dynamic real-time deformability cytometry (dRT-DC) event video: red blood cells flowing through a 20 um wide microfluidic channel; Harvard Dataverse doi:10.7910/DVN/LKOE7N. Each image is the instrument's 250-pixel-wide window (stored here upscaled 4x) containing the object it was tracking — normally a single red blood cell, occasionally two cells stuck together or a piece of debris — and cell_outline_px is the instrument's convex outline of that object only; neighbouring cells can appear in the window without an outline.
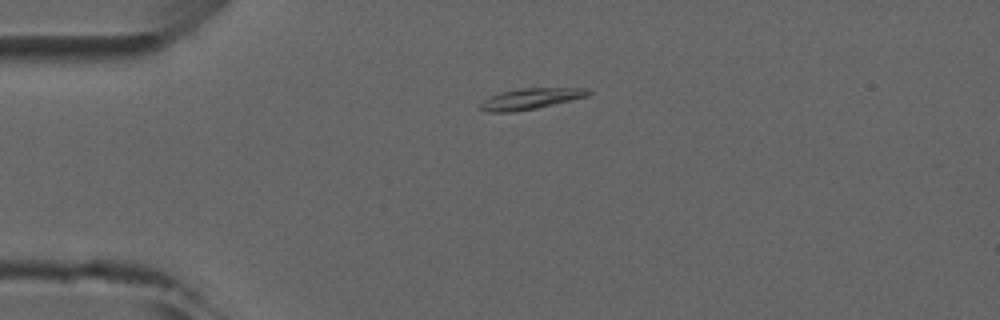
{"species": "common noctule bat (a hibernating species)", "species_latin": "Nyctalus noctula", "temperature_condition": "room temperature", "stored_images_in_passage": 2, "camera_frame_rate_fps": 3000, "um_per_image_px": 0.085, "animal": {"sex": "male", "forearm_length_mm": 52.5}, "frame": {"image": 1, "passage_image": 1, "time_ms": 0.0, "image_size_px": [1000, 320], "cell_outline_px": [[592, 92], [588, 96], [536, 108], [512, 112], [484, 112], [480, 108], [480, 104], [484, 100], [500, 92], [520, 88], [588, 88]], "centroid_in_image_um": [45.1, 8.39], "position_along_channel_um": 39.9, "area_um2": 13.06}}